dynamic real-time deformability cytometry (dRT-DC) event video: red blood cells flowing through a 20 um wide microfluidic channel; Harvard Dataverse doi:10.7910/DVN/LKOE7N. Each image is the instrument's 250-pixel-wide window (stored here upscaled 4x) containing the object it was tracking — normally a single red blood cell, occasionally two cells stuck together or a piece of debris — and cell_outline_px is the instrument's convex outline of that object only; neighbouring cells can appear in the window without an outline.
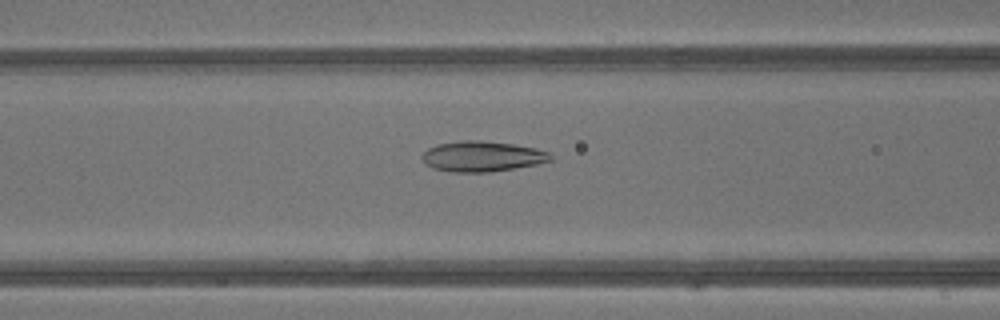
{"species": "common noctule bat (a hibernating species)", "species_latin": "Nyctalus noctula", "temperature_condition": "warm", "stored_images_in_passage": 43, "camera_frame_rate_fps": 3000, "um_per_image_px": 0.085, "animal": {"sex": "male", "body_mass_g": 13.3}, "frame": {"image": 1, "passage_image": 18, "time_ms": 5.667, "image_size_px": [1000, 320], "cell_outline_px": [[552, 160], [536, 164], [492, 172], [448, 172], [432, 168], [424, 164], [420, 156], [428, 148], [436, 144], [460, 140], [480, 140], [512, 144], [536, 148], [548, 152], [552, 156]], "centroid_in_image_um": [40.92, 13.29], "position_along_channel_um": 125.7, "area_um2": 23.0}}
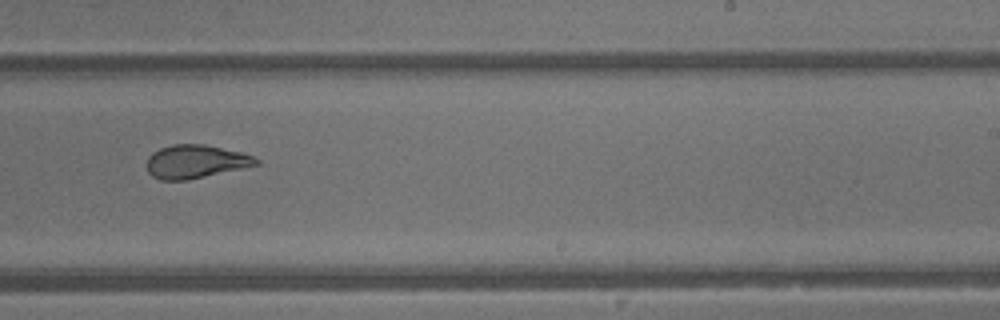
{"frame": {"image": 2, "passage_image": 27, "time_ms": 8.667, "image_size_px": [1000, 320], "cell_outline_px": [[260, 164], [188, 180], [160, 180], [152, 176], [148, 172], [148, 156], [152, 152], [160, 148], [172, 144], [204, 144], [240, 152], [252, 156], [260, 160]], "centroid_in_image_um": [16.61, 13.73], "position_along_channel_um": 272.4, "area_um2": 21.15}}
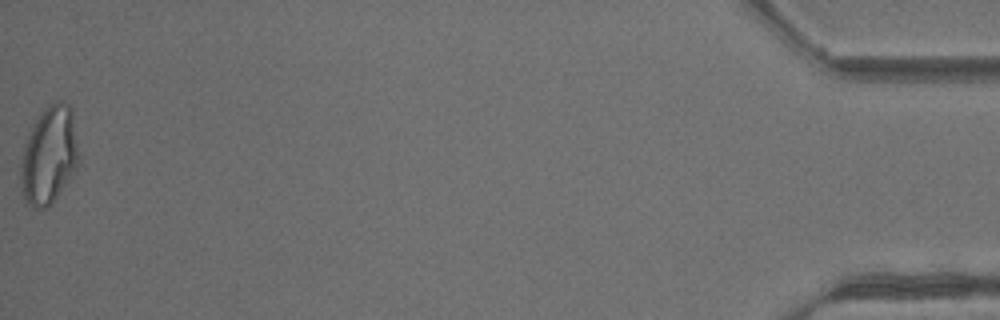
{"frame": {"image": 3, "passage_image": 43, "time_ms": 14.0, "image_size_px": [1000, 320], "cell_outline_px": [[80, 164], [48, 208], [32, 208], [24, 204], [20, 176], [20, 160], [24, 144], [32, 124], [44, 108], [56, 100], [64, 100], [72, 108], [80, 156]], "centroid_in_image_um": [4.17, 13.2], "position_along_channel_um": 431.0, "area_um2": 33.81}, "authors_computed_cell_mechanics": {"area_um2": 25.721, "velocity_mm_per_s": 4.901, "shape_relaxation_time_tau1_ms": null, "shape_relaxation_time_tau2_ms": 1.0707, "deformation_change_tau1": null, "deformation_change_tau2": 0.086}}